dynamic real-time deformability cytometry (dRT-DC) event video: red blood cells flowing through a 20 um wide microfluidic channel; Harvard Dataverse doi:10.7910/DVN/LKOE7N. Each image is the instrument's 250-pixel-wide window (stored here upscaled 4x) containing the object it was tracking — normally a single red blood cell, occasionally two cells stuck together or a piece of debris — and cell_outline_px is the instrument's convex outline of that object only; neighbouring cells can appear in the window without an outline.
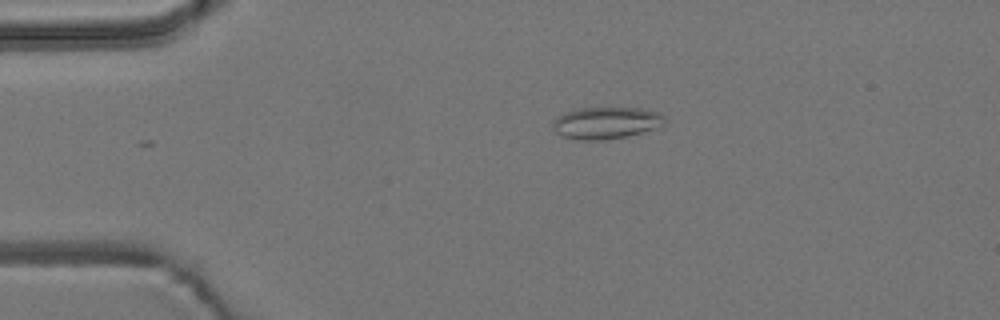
{"species": "common noctule bat (a hibernating species)", "species_latin": "Nyctalus noctula", "temperature_condition": "room temperature", "stored_images_in_passage": 6, "camera_frame_rate_fps": 3000, "um_per_image_px": 0.085, "animal": {"sex": "male", "body_mass_g": 19.2, "forearm_length_mm": 51.8}, "frame": {"image": 1, "passage_image": 3, "time_ms": 2.333, "image_size_px": [1000, 320], "cell_outline_px": [[664, 124], [656, 128], [624, 136], [604, 140], [580, 140], [560, 136], [552, 128], [552, 120], [556, 116], [564, 112], [580, 108], [640, 108], [660, 112], [664, 116]], "centroid_in_image_um": [51.46, 10.44], "position_along_channel_um": 33.5, "area_um2": 20.87}}
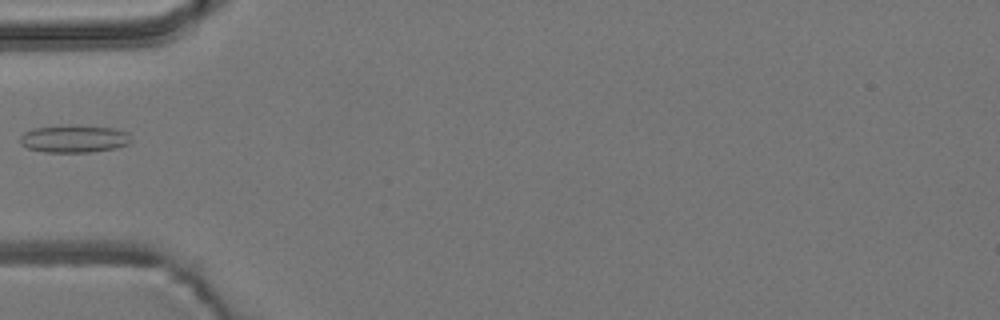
{"frame": {"image": 2, "passage_image": 5, "time_ms": 4.667, "image_size_px": [1000, 320], "cell_outline_px": [[132, 140], [128, 144], [116, 148], [92, 152], [44, 152], [28, 148], [20, 144], [20, 136], [24, 132], [32, 128], [76, 124], [112, 128], [128, 132]], "centroid_in_image_um": [6.3, 11.79], "position_along_channel_um": 78.7, "area_um2": 18.09}}
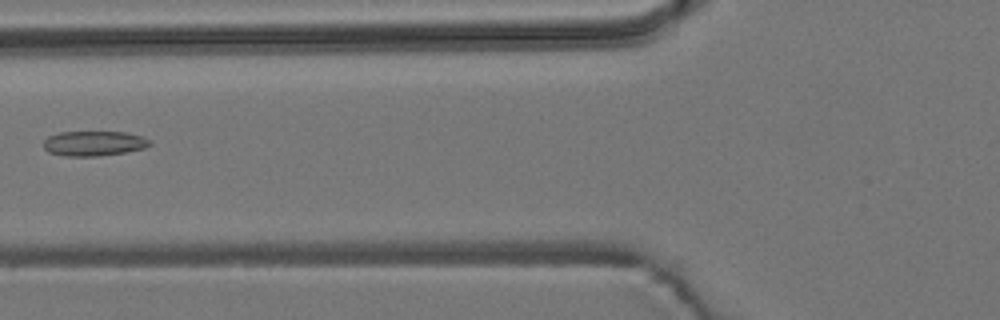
{"frame": {"image": 3, "passage_image": 6, "time_ms": 5.667, "image_size_px": [1000, 320], "cell_outline_px": [[152, 144], [144, 148], [124, 152], [100, 156], [64, 156], [48, 152], [44, 148], [44, 140], [48, 136], [60, 132], [128, 132], [144, 136], [152, 140]], "centroid_in_image_um": [8.01, 12.18], "position_along_channel_um": 117.8, "area_um2": 15.61}}